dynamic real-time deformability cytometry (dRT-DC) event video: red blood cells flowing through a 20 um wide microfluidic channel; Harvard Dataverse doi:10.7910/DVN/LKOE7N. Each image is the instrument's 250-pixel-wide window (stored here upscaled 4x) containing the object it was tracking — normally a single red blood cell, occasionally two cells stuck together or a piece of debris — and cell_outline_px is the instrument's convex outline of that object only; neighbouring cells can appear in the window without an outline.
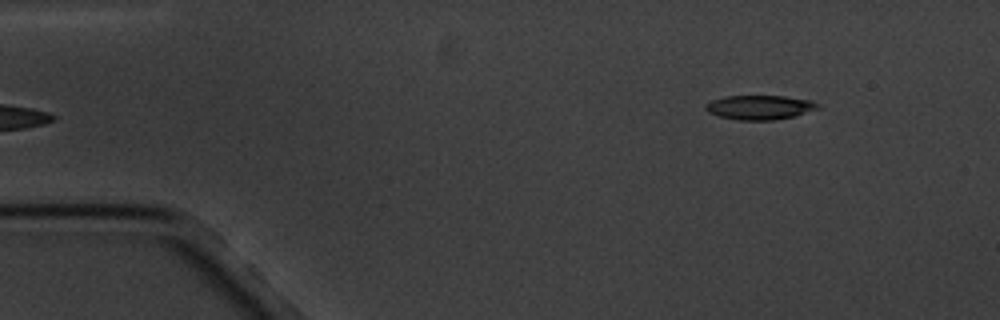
{"species": "common noctule bat (a hibernating species)", "species_latin": "Nyctalus noctula", "temperature_condition": "cold", "stored_images_in_passage": 6, "camera_frame_rate_fps": 3000, "um_per_image_px": 0.085, "animal": {"sex": "male", "body_mass_g": 20.1, "forearm_length_mm": 53.5}, "frame": {"image": 1, "passage_image": 6, "time_ms": 6.0, "image_size_px": [1000, 320], "cell_outline_px": [[820, 108], [796, 116], [776, 120], [740, 120], [720, 116], [708, 112], [704, 108], [704, 104], [712, 100], [724, 96], [784, 96], [812, 100], [820, 104]], "centroid_in_image_um": [64.6, 9.12], "position_along_channel_um": 20.4, "area_um2": 16.07}}